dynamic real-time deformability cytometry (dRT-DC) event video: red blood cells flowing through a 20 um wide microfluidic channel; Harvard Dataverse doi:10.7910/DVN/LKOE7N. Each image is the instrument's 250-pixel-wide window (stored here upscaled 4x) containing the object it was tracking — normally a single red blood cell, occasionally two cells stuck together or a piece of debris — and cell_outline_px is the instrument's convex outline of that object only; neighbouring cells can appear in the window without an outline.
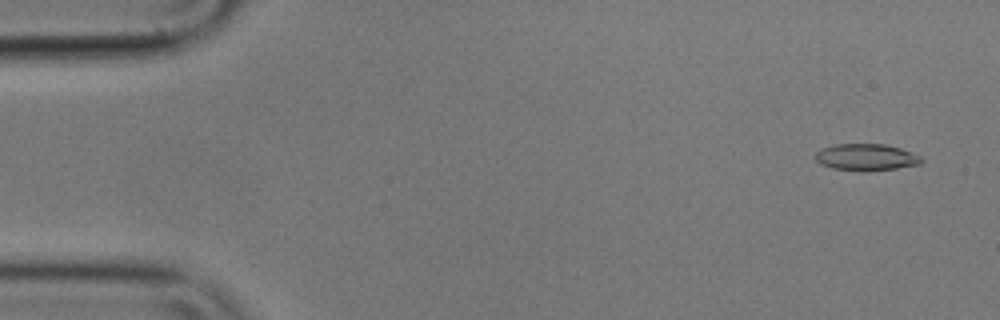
{"species": "common noctule bat (a hibernating species)", "species_latin": "Nyctalus noctula", "temperature_condition": "cold", "stored_images_in_passage": 12, "camera_frame_rate_fps": 3000, "um_per_image_px": 0.085, "animal": {"sex": "male", "body_mass_g": 17.9}, "frame": {"image": 1, "passage_image": 1, "time_ms": 0.0, "image_size_px": [1000, 320], "cell_outline_px": [[924, 160], [920, 164], [896, 168], [832, 168], [820, 164], [816, 160], [816, 152], [820, 148], [836, 144], [884, 144], [900, 148], [920, 156]], "centroid_in_image_um": [73.61, 13.31], "position_along_channel_um": 11.4, "area_um2": 15.66}}
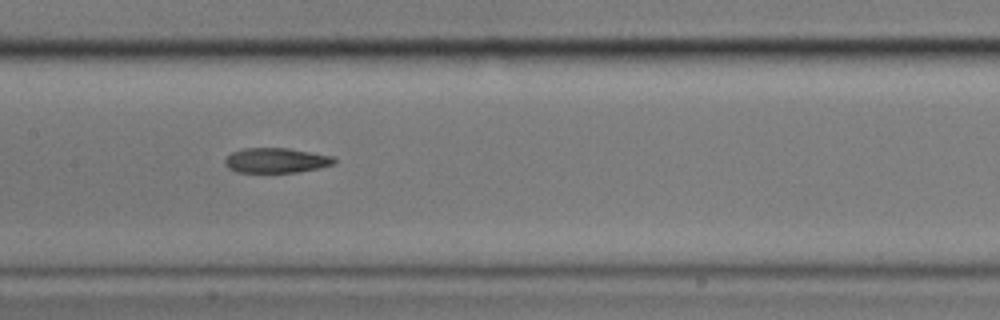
{"frame": {"image": 2, "passage_image": 7, "time_ms": 2.0, "image_size_px": [1000, 320], "cell_outline_px": [[336, 160], [332, 164], [320, 168], [300, 172], [236, 172], [228, 168], [224, 164], [224, 160], [232, 152], [244, 148], [288, 148], [332, 156]], "centroid_in_image_um": [23.45, 13.64], "position_along_channel_um": 184.0, "area_um2": 15.84}}
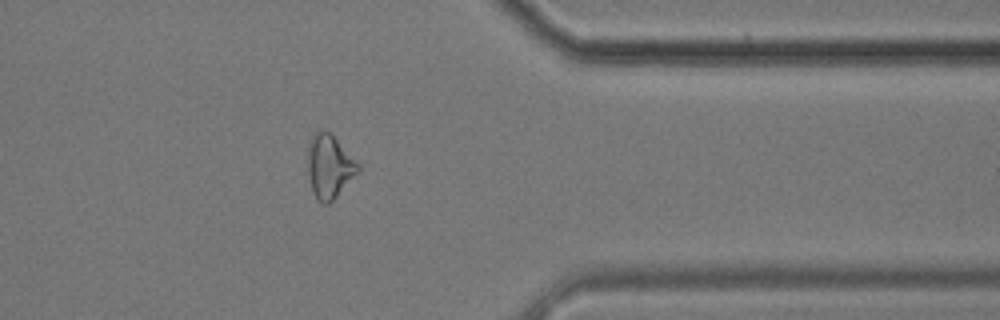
{"frame": {"image": 3, "passage_image": 12, "time_ms": 3.667, "image_size_px": [1000, 320], "cell_outline_px": [[360, 172], [328, 204], [324, 204], [312, 192], [308, 172], [308, 144], [312, 136], [316, 132], [324, 128], [332, 132], [360, 164]], "centroid_in_image_um": [28.02, 14.09], "position_along_channel_um": 383.4, "area_um2": 18.9}}